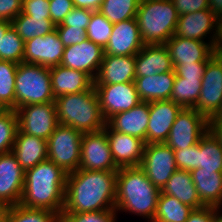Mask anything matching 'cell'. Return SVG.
<instances>
[{
  "mask_svg": "<svg viewBox=\"0 0 222 222\" xmlns=\"http://www.w3.org/2000/svg\"><path fill=\"white\" fill-rule=\"evenodd\" d=\"M117 171L78 169L67 175L62 213L115 209Z\"/></svg>",
  "mask_w": 222,
  "mask_h": 222,
  "instance_id": "obj_1",
  "label": "cell"
},
{
  "mask_svg": "<svg viewBox=\"0 0 222 222\" xmlns=\"http://www.w3.org/2000/svg\"><path fill=\"white\" fill-rule=\"evenodd\" d=\"M67 175L68 173L48 159L38 163L25 171L19 204L28 208L47 209L61 215Z\"/></svg>",
  "mask_w": 222,
  "mask_h": 222,
  "instance_id": "obj_2",
  "label": "cell"
},
{
  "mask_svg": "<svg viewBox=\"0 0 222 222\" xmlns=\"http://www.w3.org/2000/svg\"><path fill=\"white\" fill-rule=\"evenodd\" d=\"M161 190L140 167H122L117 171L115 211L128 212L152 222Z\"/></svg>",
  "mask_w": 222,
  "mask_h": 222,
  "instance_id": "obj_3",
  "label": "cell"
},
{
  "mask_svg": "<svg viewBox=\"0 0 222 222\" xmlns=\"http://www.w3.org/2000/svg\"><path fill=\"white\" fill-rule=\"evenodd\" d=\"M55 105L59 124L70 126L82 134L104 130L106 121L94 86L81 93L58 96Z\"/></svg>",
  "mask_w": 222,
  "mask_h": 222,
  "instance_id": "obj_4",
  "label": "cell"
},
{
  "mask_svg": "<svg viewBox=\"0 0 222 222\" xmlns=\"http://www.w3.org/2000/svg\"><path fill=\"white\" fill-rule=\"evenodd\" d=\"M179 15L171 0H140L136 20L145 45L166 44Z\"/></svg>",
  "mask_w": 222,
  "mask_h": 222,
  "instance_id": "obj_5",
  "label": "cell"
},
{
  "mask_svg": "<svg viewBox=\"0 0 222 222\" xmlns=\"http://www.w3.org/2000/svg\"><path fill=\"white\" fill-rule=\"evenodd\" d=\"M55 102L50 68L21 62L15 77V110L30 104Z\"/></svg>",
  "mask_w": 222,
  "mask_h": 222,
  "instance_id": "obj_6",
  "label": "cell"
},
{
  "mask_svg": "<svg viewBox=\"0 0 222 222\" xmlns=\"http://www.w3.org/2000/svg\"><path fill=\"white\" fill-rule=\"evenodd\" d=\"M82 136L80 131L59 124L47 140L48 160L68 174L78 170Z\"/></svg>",
  "mask_w": 222,
  "mask_h": 222,
  "instance_id": "obj_7",
  "label": "cell"
},
{
  "mask_svg": "<svg viewBox=\"0 0 222 222\" xmlns=\"http://www.w3.org/2000/svg\"><path fill=\"white\" fill-rule=\"evenodd\" d=\"M209 131V120L194 108H183L173 123L166 144L180 150L197 144Z\"/></svg>",
  "mask_w": 222,
  "mask_h": 222,
  "instance_id": "obj_8",
  "label": "cell"
},
{
  "mask_svg": "<svg viewBox=\"0 0 222 222\" xmlns=\"http://www.w3.org/2000/svg\"><path fill=\"white\" fill-rule=\"evenodd\" d=\"M202 88L194 109L208 120L222 114V61L213 56L206 64Z\"/></svg>",
  "mask_w": 222,
  "mask_h": 222,
  "instance_id": "obj_9",
  "label": "cell"
},
{
  "mask_svg": "<svg viewBox=\"0 0 222 222\" xmlns=\"http://www.w3.org/2000/svg\"><path fill=\"white\" fill-rule=\"evenodd\" d=\"M15 111L18 129L27 135L48 140L59 125L55 102L25 105Z\"/></svg>",
  "mask_w": 222,
  "mask_h": 222,
  "instance_id": "obj_10",
  "label": "cell"
},
{
  "mask_svg": "<svg viewBox=\"0 0 222 222\" xmlns=\"http://www.w3.org/2000/svg\"><path fill=\"white\" fill-rule=\"evenodd\" d=\"M139 167L160 190L178 169L174 151L166 143L146 144Z\"/></svg>",
  "mask_w": 222,
  "mask_h": 222,
  "instance_id": "obj_11",
  "label": "cell"
},
{
  "mask_svg": "<svg viewBox=\"0 0 222 222\" xmlns=\"http://www.w3.org/2000/svg\"><path fill=\"white\" fill-rule=\"evenodd\" d=\"M94 88L105 121L119 112L130 110L141 102L134 82L94 85Z\"/></svg>",
  "mask_w": 222,
  "mask_h": 222,
  "instance_id": "obj_12",
  "label": "cell"
},
{
  "mask_svg": "<svg viewBox=\"0 0 222 222\" xmlns=\"http://www.w3.org/2000/svg\"><path fill=\"white\" fill-rule=\"evenodd\" d=\"M94 171H118L104 130L83 133L79 168Z\"/></svg>",
  "mask_w": 222,
  "mask_h": 222,
  "instance_id": "obj_13",
  "label": "cell"
},
{
  "mask_svg": "<svg viewBox=\"0 0 222 222\" xmlns=\"http://www.w3.org/2000/svg\"><path fill=\"white\" fill-rule=\"evenodd\" d=\"M63 53L64 46L55 29L25 41L23 62L51 68L61 64Z\"/></svg>",
  "mask_w": 222,
  "mask_h": 222,
  "instance_id": "obj_14",
  "label": "cell"
},
{
  "mask_svg": "<svg viewBox=\"0 0 222 222\" xmlns=\"http://www.w3.org/2000/svg\"><path fill=\"white\" fill-rule=\"evenodd\" d=\"M104 57V48L87 39L64 47L61 66L82 71L95 80Z\"/></svg>",
  "mask_w": 222,
  "mask_h": 222,
  "instance_id": "obj_15",
  "label": "cell"
},
{
  "mask_svg": "<svg viewBox=\"0 0 222 222\" xmlns=\"http://www.w3.org/2000/svg\"><path fill=\"white\" fill-rule=\"evenodd\" d=\"M219 21L220 19L210 9L183 14L179 16L174 35L204 41L211 33L208 42L214 47Z\"/></svg>",
  "mask_w": 222,
  "mask_h": 222,
  "instance_id": "obj_16",
  "label": "cell"
},
{
  "mask_svg": "<svg viewBox=\"0 0 222 222\" xmlns=\"http://www.w3.org/2000/svg\"><path fill=\"white\" fill-rule=\"evenodd\" d=\"M104 131L110 145L113 161L118 168L139 167L142 161L145 141L119 133L105 124Z\"/></svg>",
  "mask_w": 222,
  "mask_h": 222,
  "instance_id": "obj_17",
  "label": "cell"
},
{
  "mask_svg": "<svg viewBox=\"0 0 222 222\" xmlns=\"http://www.w3.org/2000/svg\"><path fill=\"white\" fill-rule=\"evenodd\" d=\"M183 109L171 100L149 102L146 144L165 143L177 115Z\"/></svg>",
  "mask_w": 222,
  "mask_h": 222,
  "instance_id": "obj_18",
  "label": "cell"
},
{
  "mask_svg": "<svg viewBox=\"0 0 222 222\" xmlns=\"http://www.w3.org/2000/svg\"><path fill=\"white\" fill-rule=\"evenodd\" d=\"M25 171L11 152L0 154V203L8 206L19 204Z\"/></svg>",
  "mask_w": 222,
  "mask_h": 222,
  "instance_id": "obj_19",
  "label": "cell"
},
{
  "mask_svg": "<svg viewBox=\"0 0 222 222\" xmlns=\"http://www.w3.org/2000/svg\"><path fill=\"white\" fill-rule=\"evenodd\" d=\"M136 18L113 24L112 34L104 48V55H137L144 47Z\"/></svg>",
  "mask_w": 222,
  "mask_h": 222,
  "instance_id": "obj_20",
  "label": "cell"
},
{
  "mask_svg": "<svg viewBox=\"0 0 222 222\" xmlns=\"http://www.w3.org/2000/svg\"><path fill=\"white\" fill-rule=\"evenodd\" d=\"M173 67L177 64L208 62L214 56V47L205 41L173 35L165 44Z\"/></svg>",
  "mask_w": 222,
  "mask_h": 222,
  "instance_id": "obj_21",
  "label": "cell"
},
{
  "mask_svg": "<svg viewBox=\"0 0 222 222\" xmlns=\"http://www.w3.org/2000/svg\"><path fill=\"white\" fill-rule=\"evenodd\" d=\"M135 55H104L94 85L134 82Z\"/></svg>",
  "mask_w": 222,
  "mask_h": 222,
  "instance_id": "obj_22",
  "label": "cell"
},
{
  "mask_svg": "<svg viewBox=\"0 0 222 222\" xmlns=\"http://www.w3.org/2000/svg\"><path fill=\"white\" fill-rule=\"evenodd\" d=\"M148 123L149 102L142 101L130 110L119 112L106 121L112 130L137 137L145 143Z\"/></svg>",
  "mask_w": 222,
  "mask_h": 222,
  "instance_id": "obj_23",
  "label": "cell"
},
{
  "mask_svg": "<svg viewBox=\"0 0 222 222\" xmlns=\"http://www.w3.org/2000/svg\"><path fill=\"white\" fill-rule=\"evenodd\" d=\"M50 77L55 98L67 94L81 93L94 86V80L88 74L61 65L50 68Z\"/></svg>",
  "mask_w": 222,
  "mask_h": 222,
  "instance_id": "obj_24",
  "label": "cell"
},
{
  "mask_svg": "<svg viewBox=\"0 0 222 222\" xmlns=\"http://www.w3.org/2000/svg\"><path fill=\"white\" fill-rule=\"evenodd\" d=\"M136 77H147L174 71L168 48L165 44L144 45L135 56Z\"/></svg>",
  "mask_w": 222,
  "mask_h": 222,
  "instance_id": "obj_25",
  "label": "cell"
},
{
  "mask_svg": "<svg viewBox=\"0 0 222 222\" xmlns=\"http://www.w3.org/2000/svg\"><path fill=\"white\" fill-rule=\"evenodd\" d=\"M12 153L24 171L48 159L47 140L17 131Z\"/></svg>",
  "mask_w": 222,
  "mask_h": 222,
  "instance_id": "obj_26",
  "label": "cell"
},
{
  "mask_svg": "<svg viewBox=\"0 0 222 222\" xmlns=\"http://www.w3.org/2000/svg\"><path fill=\"white\" fill-rule=\"evenodd\" d=\"M175 71L158 73L134 80L138 96L142 102L170 100L175 79Z\"/></svg>",
  "mask_w": 222,
  "mask_h": 222,
  "instance_id": "obj_27",
  "label": "cell"
},
{
  "mask_svg": "<svg viewBox=\"0 0 222 222\" xmlns=\"http://www.w3.org/2000/svg\"><path fill=\"white\" fill-rule=\"evenodd\" d=\"M200 201L205 206L222 207V173L202 168L190 171Z\"/></svg>",
  "mask_w": 222,
  "mask_h": 222,
  "instance_id": "obj_28",
  "label": "cell"
},
{
  "mask_svg": "<svg viewBox=\"0 0 222 222\" xmlns=\"http://www.w3.org/2000/svg\"><path fill=\"white\" fill-rule=\"evenodd\" d=\"M185 205L198 209L205 205L200 201L190 171L177 169L161 190Z\"/></svg>",
  "mask_w": 222,
  "mask_h": 222,
  "instance_id": "obj_29",
  "label": "cell"
},
{
  "mask_svg": "<svg viewBox=\"0 0 222 222\" xmlns=\"http://www.w3.org/2000/svg\"><path fill=\"white\" fill-rule=\"evenodd\" d=\"M197 168L222 173V145L210 130L198 142Z\"/></svg>",
  "mask_w": 222,
  "mask_h": 222,
  "instance_id": "obj_30",
  "label": "cell"
},
{
  "mask_svg": "<svg viewBox=\"0 0 222 222\" xmlns=\"http://www.w3.org/2000/svg\"><path fill=\"white\" fill-rule=\"evenodd\" d=\"M193 210L175 197L161 192L152 222H186Z\"/></svg>",
  "mask_w": 222,
  "mask_h": 222,
  "instance_id": "obj_31",
  "label": "cell"
},
{
  "mask_svg": "<svg viewBox=\"0 0 222 222\" xmlns=\"http://www.w3.org/2000/svg\"><path fill=\"white\" fill-rule=\"evenodd\" d=\"M11 24L24 41L44 36L56 27L50 18L31 17L22 12L11 21Z\"/></svg>",
  "mask_w": 222,
  "mask_h": 222,
  "instance_id": "obj_32",
  "label": "cell"
},
{
  "mask_svg": "<svg viewBox=\"0 0 222 222\" xmlns=\"http://www.w3.org/2000/svg\"><path fill=\"white\" fill-rule=\"evenodd\" d=\"M202 79L175 76L170 100L183 108H194L198 102Z\"/></svg>",
  "mask_w": 222,
  "mask_h": 222,
  "instance_id": "obj_33",
  "label": "cell"
},
{
  "mask_svg": "<svg viewBox=\"0 0 222 222\" xmlns=\"http://www.w3.org/2000/svg\"><path fill=\"white\" fill-rule=\"evenodd\" d=\"M18 64L0 60V109L15 110V77Z\"/></svg>",
  "mask_w": 222,
  "mask_h": 222,
  "instance_id": "obj_34",
  "label": "cell"
},
{
  "mask_svg": "<svg viewBox=\"0 0 222 222\" xmlns=\"http://www.w3.org/2000/svg\"><path fill=\"white\" fill-rule=\"evenodd\" d=\"M140 0H103L99 12L111 23L136 18Z\"/></svg>",
  "mask_w": 222,
  "mask_h": 222,
  "instance_id": "obj_35",
  "label": "cell"
},
{
  "mask_svg": "<svg viewBox=\"0 0 222 222\" xmlns=\"http://www.w3.org/2000/svg\"><path fill=\"white\" fill-rule=\"evenodd\" d=\"M6 222H61L59 213L24 207L21 204L10 206Z\"/></svg>",
  "mask_w": 222,
  "mask_h": 222,
  "instance_id": "obj_36",
  "label": "cell"
},
{
  "mask_svg": "<svg viewBox=\"0 0 222 222\" xmlns=\"http://www.w3.org/2000/svg\"><path fill=\"white\" fill-rule=\"evenodd\" d=\"M18 131V118L15 110L0 109V154L12 151Z\"/></svg>",
  "mask_w": 222,
  "mask_h": 222,
  "instance_id": "obj_37",
  "label": "cell"
},
{
  "mask_svg": "<svg viewBox=\"0 0 222 222\" xmlns=\"http://www.w3.org/2000/svg\"><path fill=\"white\" fill-rule=\"evenodd\" d=\"M25 41L11 26L0 41V60L23 62Z\"/></svg>",
  "mask_w": 222,
  "mask_h": 222,
  "instance_id": "obj_38",
  "label": "cell"
},
{
  "mask_svg": "<svg viewBox=\"0 0 222 222\" xmlns=\"http://www.w3.org/2000/svg\"><path fill=\"white\" fill-rule=\"evenodd\" d=\"M113 23L99 11H94L86 29L87 39L105 48L112 34Z\"/></svg>",
  "mask_w": 222,
  "mask_h": 222,
  "instance_id": "obj_39",
  "label": "cell"
},
{
  "mask_svg": "<svg viewBox=\"0 0 222 222\" xmlns=\"http://www.w3.org/2000/svg\"><path fill=\"white\" fill-rule=\"evenodd\" d=\"M115 209L87 213H61V222H117Z\"/></svg>",
  "mask_w": 222,
  "mask_h": 222,
  "instance_id": "obj_40",
  "label": "cell"
},
{
  "mask_svg": "<svg viewBox=\"0 0 222 222\" xmlns=\"http://www.w3.org/2000/svg\"><path fill=\"white\" fill-rule=\"evenodd\" d=\"M93 12L94 11L88 9L74 7L71 12L64 18L62 23L57 25L56 27L87 29Z\"/></svg>",
  "mask_w": 222,
  "mask_h": 222,
  "instance_id": "obj_41",
  "label": "cell"
},
{
  "mask_svg": "<svg viewBox=\"0 0 222 222\" xmlns=\"http://www.w3.org/2000/svg\"><path fill=\"white\" fill-rule=\"evenodd\" d=\"M178 169L191 171L197 169L198 143L180 150H173Z\"/></svg>",
  "mask_w": 222,
  "mask_h": 222,
  "instance_id": "obj_42",
  "label": "cell"
},
{
  "mask_svg": "<svg viewBox=\"0 0 222 222\" xmlns=\"http://www.w3.org/2000/svg\"><path fill=\"white\" fill-rule=\"evenodd\" d=\"M64 47L82 43L87 40L86 29L71 27H55Z\"/></svg>",
  "mask_w": 222,
  "mask_h": 222,
  "instance_id": "obj_43",
  "label": "cell"
},
{
  "mask_svg": "<svg viewBox=\"0 0 222 222\" xmlns=\"http://www.w3.org/2000/svg\"><path fill=\"white\" fill-rule=\"evenodd\" d=\"M50 19L55 26L62 23L64 18L74 8L72 0H49Z\"/></svg>",
  "mask_w": 222,
  "mask_h": 222,
  "instance_id": "obj_44",
  "label": "cell"
},
{
  "mask_svg": "<svg viewBox=\"0 0 222 222\" xmlns=\"http://www.w3.org/2000/svg\"><path fill=\"white\" fill-rule=\"evenodd\" d=\"M49 0H22V13L31 17L50 18Z\"/></svg>",
  "mask_w": 222,
  "mask_h": 222,
  "instance_id": "obj_45",
  "label": "cell"
},
{
  "mask_svg": "<svg viewBox=\"0 0 222 222\" xmlns=\"http://www.w3.org/2000/svg\"><path fill=\"white\" fill-rule=\"evenodd\" d=\"M207 62H195L194 64H177L174 66L176 76L182 78L202 79Z\"/></svg>",
  "mask_w": 222,
  "mask_h": 222,
  "instance_id": "obj_46",
  "label": "cell"
},
{
  "mask_svg": "<svg viewBox=\"0 0 222 222\" xmlns=\"http://www.w3.org/2000/svg\"><path fill=\"white\" fill-rule=\"evenodd\" d=\"M178 15L189 14L209 8V0H171Z\"/></svg>",
  "mask_w": 222,
  "mask_h": 222,
  "instance_id": "obj_47",
  "label": "cell"
},
{
  "mask_svg": "<svg viewBox=\"0 0 222 222\" xmlns=\"http://www.w3.org/2000/svg\"><path fill=\"white\" fill-rule=\"evenodd\" d=\"M22 11V0H0V20L11 22Z\"/></svg>",
  "mask_w": 222,
  "mask_h": 222,
  "instance_id": "obj_48",
  "label": "cell"
},
{
  "mask_svg": "<svg viewBox=\"0 0 222 222\" xmlns=\"http://www.w3.org/2000/svg\"><path fill=\"white\" fill-rule=\"evenodd\" d=\"M213 206H204L194 209L186 222H212Z\"/></svg>",
  "mask_w": 222,
  "mask_h": 222,
  "instance_id": "obj_49",
  "label": "cell"
},
{
  "mask_svg": "<svg viewBox=\"0 0 222 222\" xmlns=\"http://www.w3.org/2000/svg\"><path fill=\"white\" fill-rule=\"evenodd\" d=\"M74 7L98 11L103 0H72Z\"/></svg>",
  "mask_w": 222,
  "mask_h": 222,
  "instance_id": "obj_50",
  "label": "cell"
},
{
  "mask_svg": "<svg viewBox=\"0 0 222 222\" xmlns=\"http://www.w3.org/2000/svg\"><path fill=\"white\" fill-rule=\"evenodd\" d=\"M209 130L222 145V119L220 117H215L209 120Z\"/></svg>",
  "mask_w": 222,
  "mask_h": 222,
  "instance_id": "obj_51",
  "label": "cell"
},
{
  "mask_svg": "<svg viewBox=\"0 0 222 222\" xmlns=\"http://www.w3.org/2000/svg\"><path fill=\"white\" fill-rule=\"evenodd\" d=\"M214 55H222V19L218 23L217 38L214 44Z\"/></svg>",
  "mask_w": 222,
  "mask_h": 222,
  "instance_id": "obj_52",
  "label": "cell"
},
{
  "mask_svg": "<svg viewBox=\"0 0 222 222\" xmlns=\"http://www.w3.org/2000/svg\"><path fill=\"white\" fill-rule=\"evenodd\" d=\"M209 8L220 20L222 19V0H209Z\"/></svg>",
  "mask_w": 222,
  "mask_h": 222,
  "instance_id": "obj_53",
  "label": "cell"
},
{
  "mask_svg": "<svg viewBox=\"0 0 222 222\" xmlns=\"http://www.w3.org/2000/svg\"><path fill=\"white\" fill-rule=\"evenodd\" d=\"M10 206L0 203V222H6Z\"/></svg>",
  "mask_w": 222,
  "mask_h": 222,
  "instance_id": "obj_54",
  "label": "cell"
},
{
  "mask_svg": "<svg viewBox=\"0 0 222 222\" xmlns=\"http://www.w3.org/2000/svg\"><path fill=\"white\" fill-rule=\"evenodd\" d=\"M12 26L11 22L0 20V41L5 35L6 31Z\"/></svg>",
  "mask_w": 222,
  "mask_h": 222,
  "instance_id": "obj_55",
  "label": "cell"
},
{
  "mask_svg": "<svg viewBox=\"0 0 222 222\" xmlns=\"http://www.w3.org/2000/svg\"><path fill=\"white\" fill-rule=\"evenodd\" d=\"M220 209H222V208L213 207V220H212V222H222V213H221Z\"/></svg>",
  "mask_w": 222,
  "mask_h": 222,
  "instance_id": "obj_56",
  "label": "cell"
},
{
  "mask_svg": "<svg viewBox=\"0 0 222 222\" xmlns=\"http://www.w3.org/2000/svg\"><path fill=\"white\" fill-rule=\"evenodd\" d=\"M222 61V55H216Z\"/></svg>",
  "mask_w": 222,
  "mask_h": 222,
  "instance_id": "obj_57",
  "label": "cell"
}]
</instances>
